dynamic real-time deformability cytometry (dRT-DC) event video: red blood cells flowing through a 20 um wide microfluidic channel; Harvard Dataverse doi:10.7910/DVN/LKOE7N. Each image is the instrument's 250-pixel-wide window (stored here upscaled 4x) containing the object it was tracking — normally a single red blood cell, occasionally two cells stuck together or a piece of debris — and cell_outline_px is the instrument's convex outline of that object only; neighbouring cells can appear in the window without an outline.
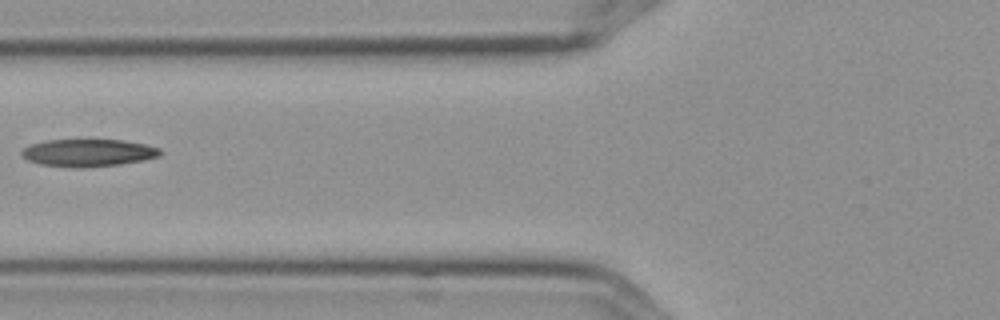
{"species": "Egyptian fruit bat (a non-hibernating species)", "species_latin": "Rousettus aegyptiacus", "temperature_condition": "cold", "stored_images_in_passage": 2, "camera_frame_rate_fps": 3000, "um_per_image_px": 0.085, "frame": {"image": 1, "passage_image": 2, "time_ms": 0.333, "image_size_px": [1000, 320], "cell_outline_px": [[160, 156], [144, 160], [120, 164], [80, 168], [76, 168], [40, 164], [28, 160], [20, 152], [24, 148], [32, 144], [48, 140], [124, 140], [144, 144], [160, 148]], "centroid_in_image_um": [7.51, 12.99], "position_along_channel_um": 118.3, "area_um2": 21.96}}